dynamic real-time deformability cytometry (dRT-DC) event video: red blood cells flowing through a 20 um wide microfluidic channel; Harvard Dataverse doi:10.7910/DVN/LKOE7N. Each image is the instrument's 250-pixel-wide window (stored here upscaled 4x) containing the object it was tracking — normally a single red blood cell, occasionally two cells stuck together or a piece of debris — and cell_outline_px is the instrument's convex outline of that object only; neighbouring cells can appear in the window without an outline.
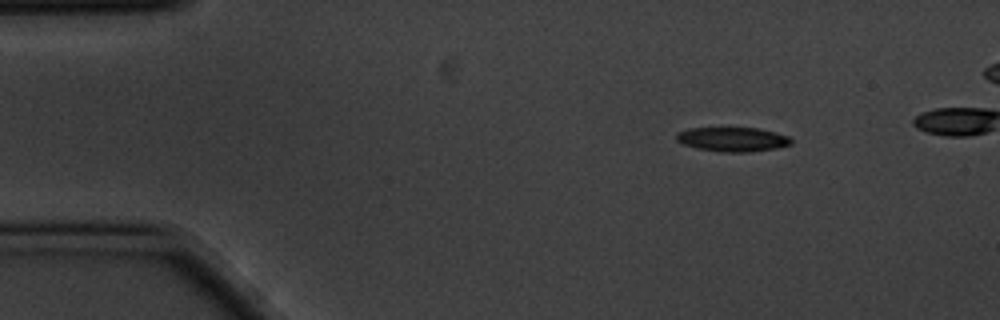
{"species": "common noctule bat (a hibernating species)", "species_latin": "Nyctalus noctula", "temperature_condition": "cold", "stored_images_in_passage": 4, "camera_frame_rate_fps": 3000, "um_per_image_px": 0.085, "animal": {"sex": "male", "body_mass_g": 20.1, "forearm_length_mm": 53.5}, "frame": {"image": 1, "passage_image": 1, "time_ms": 0.0, "image_size_px": [1000, 320], "cell_outline_px": [[792, 144], [776, 148], [748, 152], [720, 152], [696, 148], [684, 144], [676, 140], [676, 132], [688, 128], [756, 128], [776, 132], [788, 136], [792, 140]], "centroid_in_image_um": [62.25, 11.84], "position_along_channel_um": 22.7, "area_um2": 16.3}}